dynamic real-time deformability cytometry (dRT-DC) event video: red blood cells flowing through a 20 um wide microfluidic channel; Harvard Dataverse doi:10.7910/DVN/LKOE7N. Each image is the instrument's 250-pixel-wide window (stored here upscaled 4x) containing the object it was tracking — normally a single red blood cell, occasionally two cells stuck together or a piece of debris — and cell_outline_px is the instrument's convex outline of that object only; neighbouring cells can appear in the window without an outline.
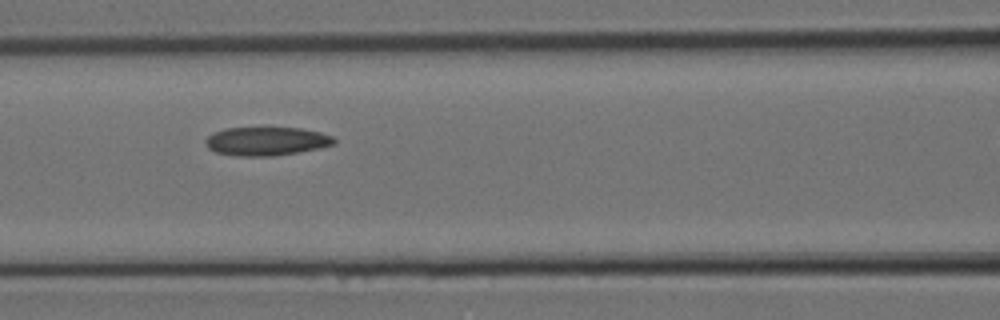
{"species": "Egyptian fruit bat (a non-hibernating species)", "species_latin": "Rousettus aegyptiacus", "temperature_condition": "room temperature", "stored_images_in_passage": 8, "segment_of_instrument_passage": [1, 2], "camera_frame_rate_fps": 3000, "um_per_image_px": 0.085, "animal": {"sex": "female"}, "frame": {"image": 1, "passage_image": 6, "time_ms": 1.667, "image_size_px": [1000, 320], "cell_outline_px": [[336, 144], [320, 148], [272, 156], [236, 156], [216, 152], [208, 148], [204, 144], [204, 140], [212, 132], [224, 128], [300, 128], [320, 132], [332, 136], [336, 140]], "centroid_in_image_um": [22.62, 12.0], "position_along_channel_um": 144.0, "area_um2": 21.5}}
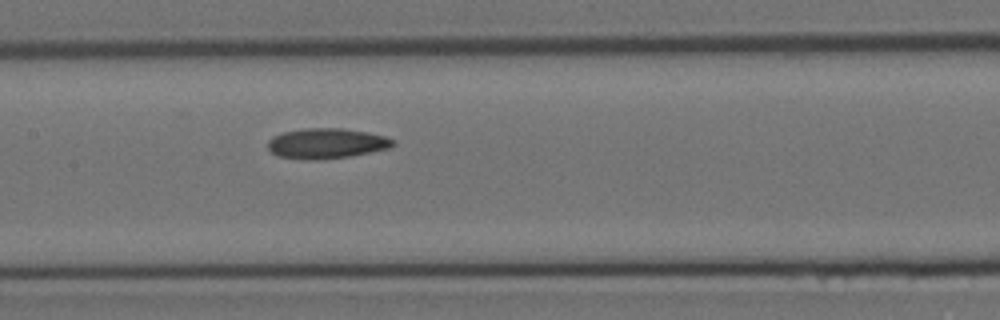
{"frame": {"image": 2, "passage_image": 7, "time_ms": 2.0, "image_size_px": [1000, 320], "cell_outline_px": [[396, 144], [392, 148], [348, 156], [316, 160], [304, 160], [280, 156], [272, 152], [268, 148], [268, 140], [272, 136], [284, 132], [308, 128], [340, 128], [364, 132], [384, 136], [396, 140]], "centroid_in_image_um": [27.77, 12.19], "position_along_channel_um": 179.6, "area_um2": 21.96}}